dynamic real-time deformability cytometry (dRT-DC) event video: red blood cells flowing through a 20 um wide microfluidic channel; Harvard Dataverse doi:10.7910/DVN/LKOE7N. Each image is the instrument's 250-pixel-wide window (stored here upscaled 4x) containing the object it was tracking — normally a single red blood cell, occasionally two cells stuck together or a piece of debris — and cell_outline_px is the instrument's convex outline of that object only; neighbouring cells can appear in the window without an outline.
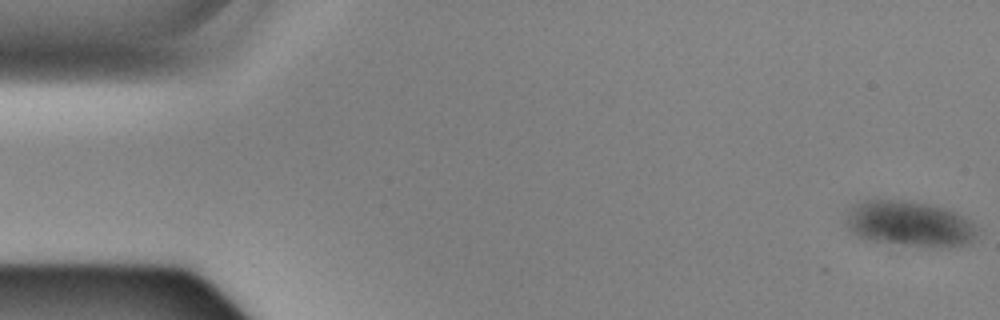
{"species": "Egyptian fruit bat (a non-hibernating species)", "species_latin": "Rousettus aegyptiacus", "temperature_condition": "cold", "stored_images_in_passage": 58, "segment_of_instrument_passage": [1, 2], "camera_frame_rate_fps": 3000, "um_per_image_px": 0.085, "animal": {"sex": "male"}, "frame": {"image": 1, "passage_image": 1, "time_ms": 0.0, "image_size_px": [1000, 320], "cell_outline_px": [[976, 232], [968, 240], [960, 244], [940, 248], [872, 240], [860, 236], [852, 232], [848, 228], [848, 208], [864, 200], [904, 200], [928, 204], [944, 208], [956, 212], [968, 220], [972, 224]], "centroid_in_image_um": [77.26, 18.99], "position_along_channel_um": 7.7, "area_um2": 33.7}}
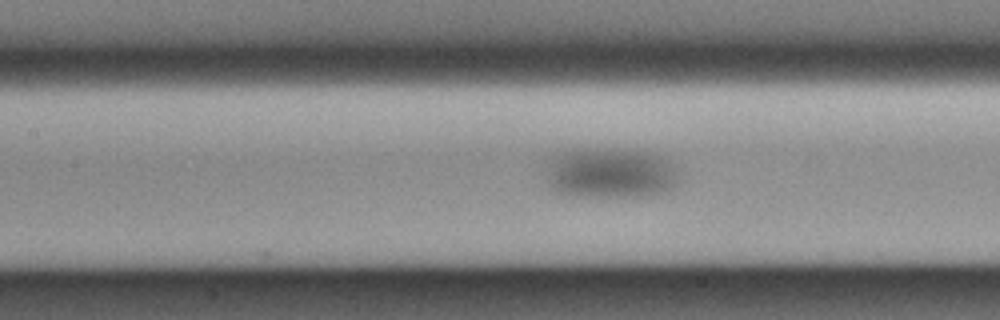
{"frame": {"image": 2, "passage_image": 25, "time_ms": 8.0, "image_size_px": [1000, 320], "cell_outline_px": [[680, 180], [672, 188], [664, 192], [648, 196], [564, 196], [548, 188], [548, 160], [564, 152], [640, 152], [656, 156], [668, 160], [676, 168], [680, 176]], "centroid_in_image_um": [51.9, 14.81], "position_along_channel_um": 155.5, "area_um2": 37.74}}
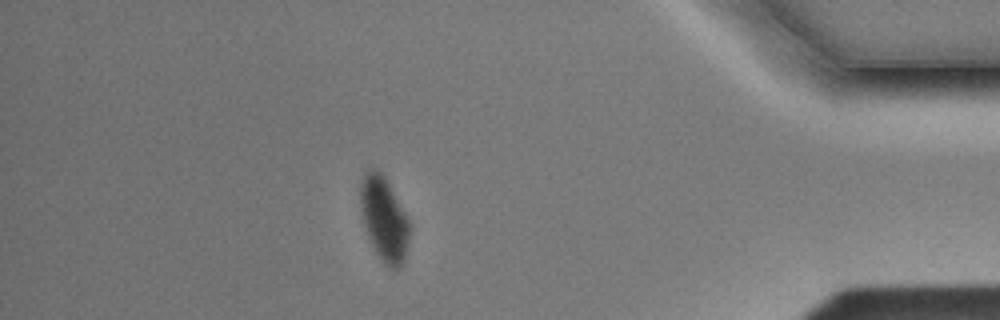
{"frame": {"image": 3, "passage_image": 50, "time_ms": 16.333, "image_size_px": [1000, 320], "cell_outline_px": [[408, 240], [404, 260], [400, 268], [388, 268], [380, 260], [368, 236], [364, 224], [360, 208], [360, 184], [364, 176], [372, 168], [380, 172], [384, 176], [404, 212], [408, 220]], "centroid_in_image_um": [32.62, 18.65], "position_along_channel_um": 402.6, "area_um2": 23.47}}